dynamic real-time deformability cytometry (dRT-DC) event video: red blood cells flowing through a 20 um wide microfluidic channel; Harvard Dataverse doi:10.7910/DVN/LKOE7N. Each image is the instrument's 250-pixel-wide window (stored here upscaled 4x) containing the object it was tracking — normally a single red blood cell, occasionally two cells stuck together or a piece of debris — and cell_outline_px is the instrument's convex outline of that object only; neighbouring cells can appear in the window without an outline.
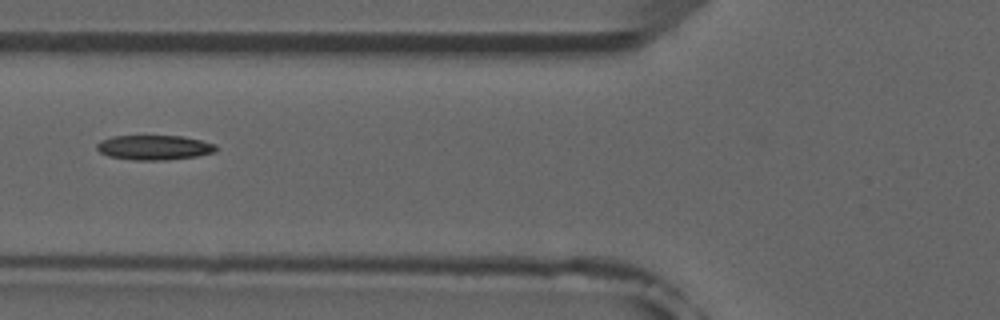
{"species": "common noctule bat (a hibernating species)", "species_latin": "Nyctalus noctula", "temperature_condition": "room temperature", "stored_images_in_passage": 6, "camera_frame_rate_fps": 3000, "um_per_image_px": 0.085, "animal": {"sex": "male", "forearm_length_mm": 52.5}, "frame": {"image": 1, "passage_image": 5, "time_ms": 5.0, "image_size_px": [1000, 320], "cell_outline_px": [[216, 152], [196, 156], [168, 160], [132, 160], [108, 156], [100, 152], [96, 148], [96, 144], [100, 140], [112, 136], [184, 136], [216, 144]], "centroid_in_image_um": [13.09, 12.54], "position_along_channel_um": 112.7, "area_um2": 17.28}}
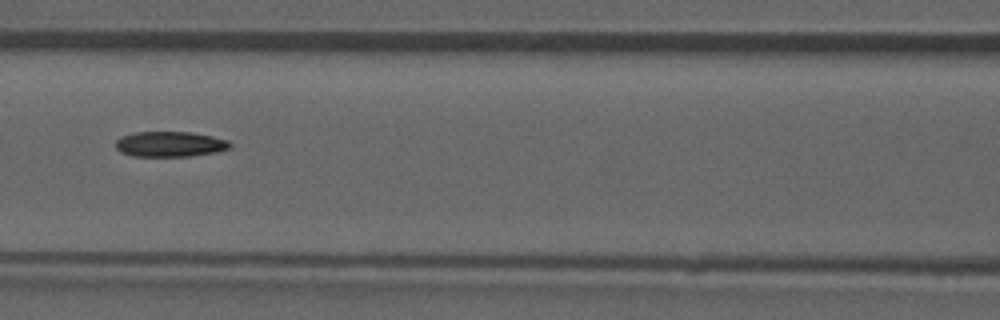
{"frame": {"image": 2, "passage_image": 6, "time_ms": 6.0, "image_size_px": [1000, 320], "cell_outline_px": [[232, 144], [228, 148], [216, 152], [192, 156], [132, 156], [120, 152], [116, 148], [116, 140], [120, 136], [136, 132], [192, 132], [212, 136], [228, 140]], "centroid_in_image_um": [14.43, 12.25], "position_along_channel_um": 152.2, "area_um2": 16.94}}